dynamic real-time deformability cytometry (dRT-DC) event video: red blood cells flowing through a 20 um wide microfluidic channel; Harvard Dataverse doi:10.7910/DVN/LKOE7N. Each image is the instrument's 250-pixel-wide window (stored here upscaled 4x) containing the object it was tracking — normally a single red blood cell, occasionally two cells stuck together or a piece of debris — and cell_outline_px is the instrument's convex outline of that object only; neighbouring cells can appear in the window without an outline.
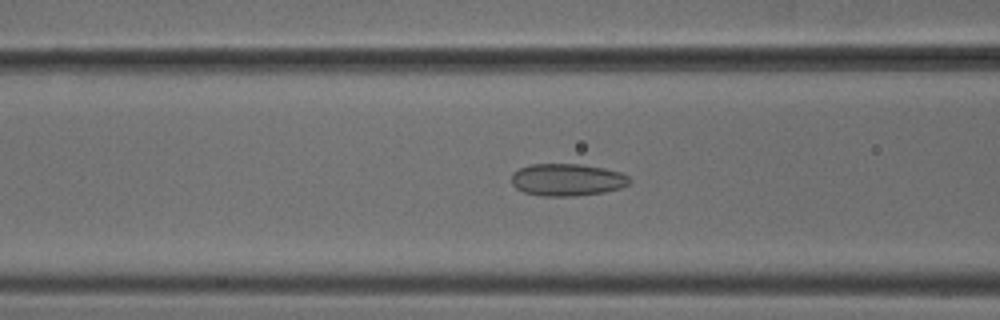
{"species": "common noctule bat (a hibernating species)", "species_latin": "Nyctalus noctula", "temperature_condition": "cold", "stored_images_in_passage": 24, "camera_frame_rate_fps": 3000, "um_per_image_px": 0.085, "animal": {"sex": "male", "body_mass_g": 18.8}, "frame": {"image": 1, "passage_image": 21, "time_ms": 6.667, "image_size_px": [1000, 320], "cell_outline_px": [[632, 180], [628, 184], [620, 188], [604, 192], [576, 196], [544, 196], [524, 192], [516, 188], [512, 184], [512, 172], [520, 168], [532, 164], [580, 164], [604, 168], [620, 172], [628, 176]], "centroid_in_image_um": [48.21, 15.28], "position_along_channel_um": 118.4, "area_um2": 22.2}}
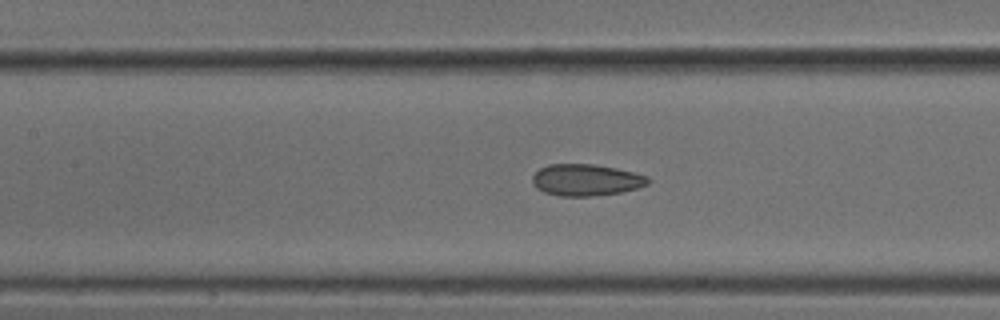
{"frame": {"image": 2, "passage_image": 24, "time_ms": 7.667, "image_size_px": [1000, 320], "cell_outline_px": [[652, 180], [648, 184], [636, 188], [620, 192], [592, 196], [560, 196], [544, 192], [536, 188], [532, 184], [532, 176], [540, 168], [548, 164], [592, 164], [616, 168], [648, 176]], "centroid_in_image_um": [49.8, 15.29], "position_along_channel_um": 157.6, "area_um2": 21.33}}